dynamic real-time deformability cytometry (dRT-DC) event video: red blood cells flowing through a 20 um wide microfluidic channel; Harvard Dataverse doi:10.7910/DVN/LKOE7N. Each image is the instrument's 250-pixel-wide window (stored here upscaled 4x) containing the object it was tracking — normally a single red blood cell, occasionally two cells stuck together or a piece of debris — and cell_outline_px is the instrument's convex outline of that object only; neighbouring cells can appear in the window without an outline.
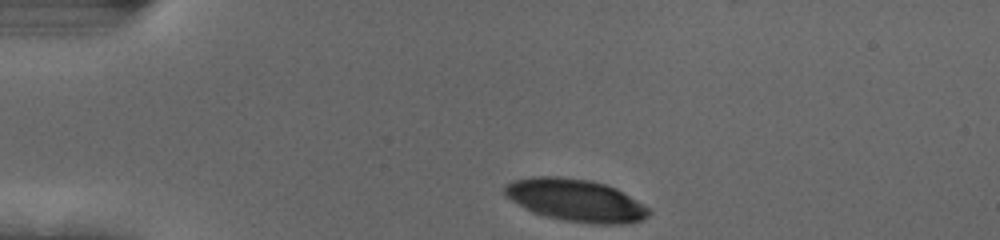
{"species": "human", "species_latin": "Homo sapiens", "temperature_condition": "cold", "stored_images_in_passage": 35, "camera_frame_rate_fps": 3000, "um_per_image_px": 0.085, "donor": {"sex": "female"}, "frame": {"image": 1, "passage_image": 1, "time_ms": 0.0, "image_size_px": [1000, 240], "cell_outline_px": [[652, 212], [648, 216], [640, 220], [620, 224], [592, 224], [564, 220], [532, 212], [524, 208], [504, 196], [504, 188], [512, 180], [532, 176], [560, 176], [588, 180], [604, 184], [616, 188], [636, 200], [648, 208]], "centroid_in_image_um": [48.9, 17.01], "position_along_channel_um": 36.1, "area_um2": 35.43}}
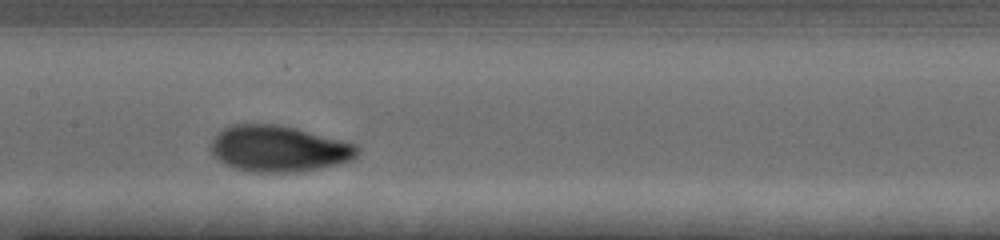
{"frame": {"image": 2, "passage_image": 17, "time_ms": 5.333, "image_size_px": [1000, 240], "cell_outline_px": [[360, 152], [352, 160], [336, 164], [296, 172], [248, 172], [232, 168], [216, 160], [212, 152], [212, 140], [224, 128], [232, 124], [276, 124], [356, 144], [360, 148]], "centroid_in_image_um": [23.65, 12.66], "position_along_channel_um": 183.7, "area_um2": 39.07}}
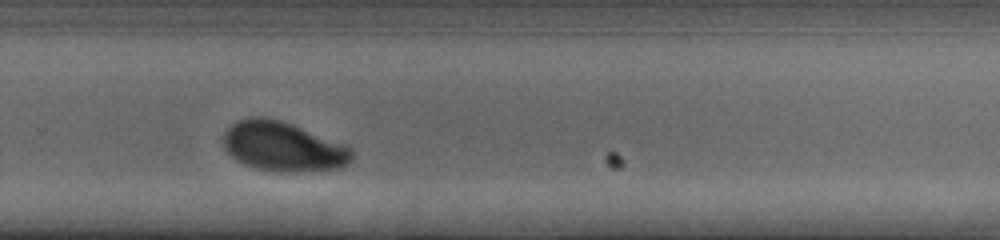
{"frame": {"image": 3, "passage_image": 27, "time_ms": 8.667, "image_size_px": [1000, 240], "cell_outline_px": [[352, 160], [348, 164], [336, 168], [296, 172], [284, 172], [256, 168], [244, 164], [236, 160], [224, 148], [220, 136], [236, 120], [248, 116], [264, 116], [280, 120], [292, 124], [344, 144], [352, 148]], "centroid_in_image_um": [24.0, 12.44], "position_along_channel_um": 305.8, "area_um2": 37.28}, "authors_computed_cell_mechanics": {"area_um2": 37.3966, "velocity_mm_per_s": 3.6706, "shape_relaxation_time_tau1_ms": 2.4511, "shape_relaxation_time_tau2_ms": null, "deformation_change_tau1": 0.1576, "deformation_change_tau2": null}}